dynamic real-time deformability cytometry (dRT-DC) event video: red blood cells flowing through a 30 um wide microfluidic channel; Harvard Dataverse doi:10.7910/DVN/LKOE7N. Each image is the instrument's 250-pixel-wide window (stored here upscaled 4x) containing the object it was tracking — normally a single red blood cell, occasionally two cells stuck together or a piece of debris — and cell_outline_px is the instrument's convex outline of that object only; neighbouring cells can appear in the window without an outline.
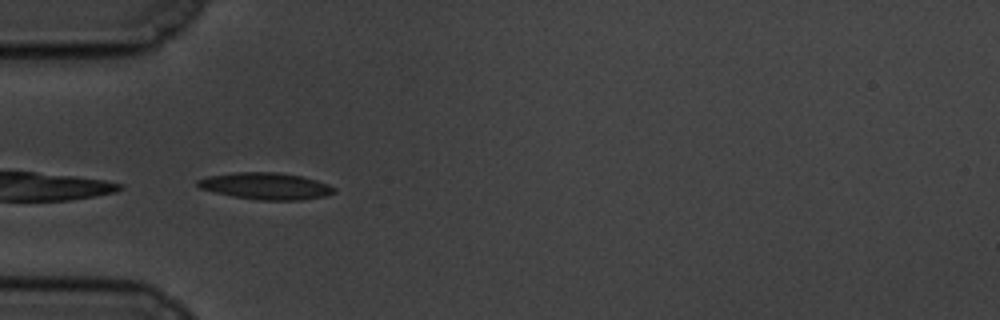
{"species": "common noctule bat (a hibernating species)", "species_latin": "Nyctalus noctula", "temperature_condition": "cold", "stored_images_in_passage": 26, "camera_frame_rate_fps": 3000, "um_per_image_px": 0.085, "animal": {"sex": "male", "body_mass_g": 19.5, "forearm_length_mm": 54.6}, "frame": {"image": 1, "passage_image": 1, "time_ms": 0.0, "image_size_px": [1000, 320], "cell_outline_px": [[336, 192], [328, 196], [300, 200], [256, 200], [232, 196], [200, 188], [196, 184], [196, 180], [208, 176], [232, 172], [276, 172], [300, 176], [316, 180], [328, 184], [336, 188]], "centroid_in_image_um": [22.61, 15.82], "position_along_channel_um": 62.4, "area_um2": 21.39}}
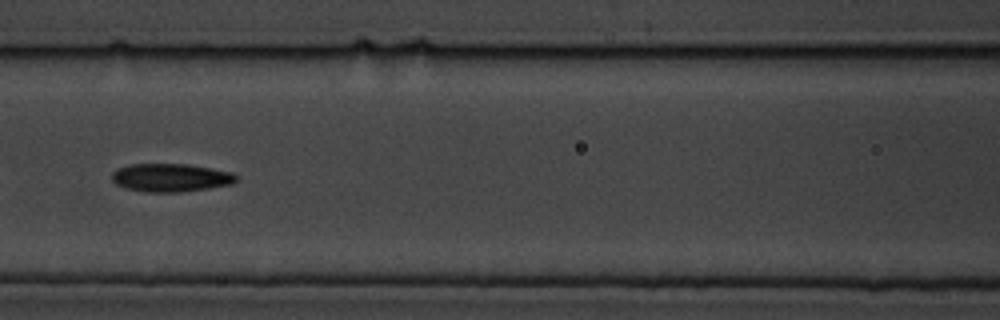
{"frame": {"image": 2, "passage_image": 9, "time_ms": 2.667, "image_size_px": [1000, 320], "cell_outline_px": [[236, 180], [232, 184], [208, 188], [180, 192], [144, 192], [124, 188], [116, 184], [112, 180], [112, 172], [116, 168], [128, 164], [188, 164], [232, 172], [236, 176]], "centroid_in_image_um": [14.46, 15.1], "position_along_channel_um": 152.1, "area_um2": 20.52}}
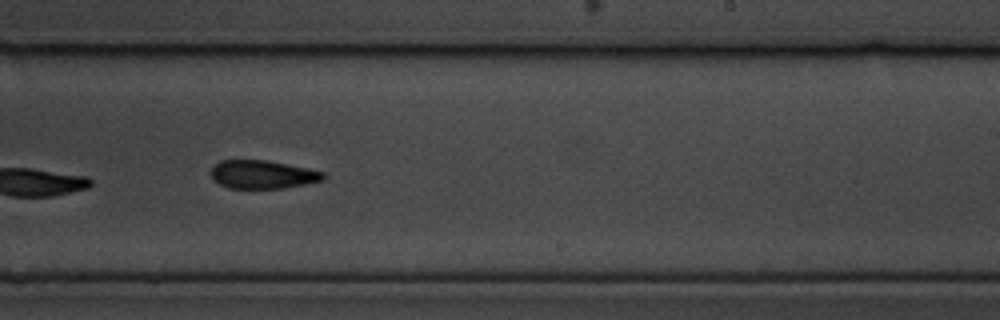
{"frame": {"image": 3, "passage_image": 19, "time_ms": 6.0, "image_size_px": [1000, 320], "cell_outline_px": [[324, 180], [284, 188], [228, 188], [220, 184], [212, 176], [212, 168], [220, 160], [264, 160], [324, 172]], "centroid_in_image_um": [22.31, 14.84], "position_along_channel_um": 266.7, "area_um2": 18.09}}